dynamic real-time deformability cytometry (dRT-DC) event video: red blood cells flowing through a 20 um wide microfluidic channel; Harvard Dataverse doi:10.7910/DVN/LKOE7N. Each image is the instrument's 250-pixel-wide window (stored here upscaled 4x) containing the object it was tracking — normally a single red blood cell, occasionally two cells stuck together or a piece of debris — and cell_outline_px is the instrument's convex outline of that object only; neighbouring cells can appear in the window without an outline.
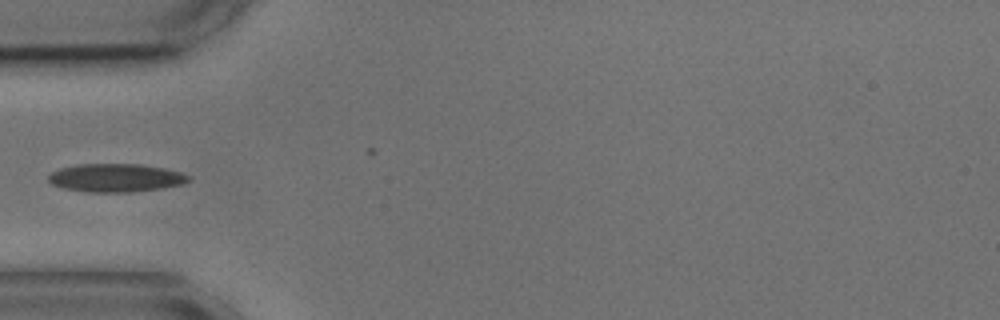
{"species": "common noctule bat (a hibernating species)", "species_latin": "Nyctalus noctula", "temperature_condition": "cold", "stored_images_in_passage": 5, "camera_frame_rate_fps": 3000, "um_per_image_px": 0.085, "animal": {"sex": "male", "body_mass_g": 17.9, "forearm_length_mm": 54.2}, "frame": {"image": 1, "passage_image": 5, "time_ms": 5.0, "image_size_px": [1000, 320], "cell_outline_px": [[192, 180], [184, 184], [160, 188], [132, 192], [88, 192], [64, 188], [52, 184], [48, 180], [48, 176], [52, 172], [60, 168], [80, 164], [140, 164], [164, 168], [180, 172], [192, 176]], "centroid_in_image_um": [9.88, 15.11], "position_along_channel_um": 75.1, "area_um2": 23.12}}